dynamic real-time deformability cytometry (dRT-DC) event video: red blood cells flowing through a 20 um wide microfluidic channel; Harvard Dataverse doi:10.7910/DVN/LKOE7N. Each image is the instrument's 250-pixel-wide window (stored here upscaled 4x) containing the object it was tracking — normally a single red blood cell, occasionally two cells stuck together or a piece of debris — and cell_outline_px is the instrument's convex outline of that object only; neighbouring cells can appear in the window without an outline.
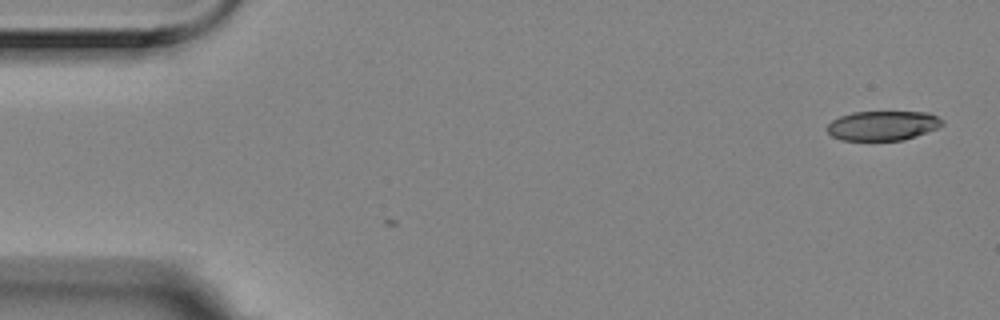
{"species": "Egyptian fruit bat (a non-hibernating species)", "species_latin": "Rousettus aegyptiacus", "temperature_condition": "room temperature", "stored_images_in_passage": 3, "camera_frame_rate_fps": 3000, "um_per_image_px": 0.085, "animal": {"sex": "female"}, "frame": {"image": 1, "passage_image": 3, "time_ms": 0.667, "image_size_px": [1000, 320], "cell_outline_px": [[944, 124], [936, 128], [916, 136], [904, 140], [840, 140], [832, 136], [828, 132], [828, 124], [832, 120], [840, 116], [852, 112], [928, 112], [944, 120]], "centroid_in_image_um": [75.03, 10.67], "position_along_channel_um": 10.0, "area_um2": 19.77}}